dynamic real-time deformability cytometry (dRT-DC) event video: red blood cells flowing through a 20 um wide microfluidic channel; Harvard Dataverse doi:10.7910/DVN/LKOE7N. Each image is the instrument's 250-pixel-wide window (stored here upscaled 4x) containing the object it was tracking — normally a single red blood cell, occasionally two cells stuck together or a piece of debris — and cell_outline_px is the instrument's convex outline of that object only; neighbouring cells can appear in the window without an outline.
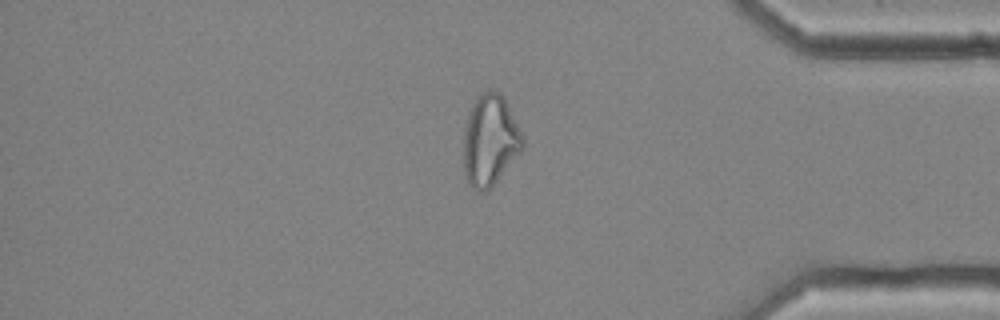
{"species": "common noctule bat (a hibernating species)", "species_latin": "Nyctalus noctula", "temperature_condition": "cold", "stored_images_in_passage": 54, "camera_frame_rate_fps": 3000, "um_per_image_px": 0.085, "animal": {"sex": "female", "body_mass_g": 25.1}, "frame": {"image": 1, "passage_image": 46, "time_ms": 15.0, "image_size_px": [1000, 320], "cell_outline_px": [[524, 148], [488, 192], [476, 192], [468, 184], [464, 176], [464, 128], [468, 112], [472, 104], [488, 88], [500, 92], [504, 96], [524, 140]], "centroid_in_image_um": [41.64, 11.97], "position_along_channel_um": 393.6, "area_um2": 31.67}}